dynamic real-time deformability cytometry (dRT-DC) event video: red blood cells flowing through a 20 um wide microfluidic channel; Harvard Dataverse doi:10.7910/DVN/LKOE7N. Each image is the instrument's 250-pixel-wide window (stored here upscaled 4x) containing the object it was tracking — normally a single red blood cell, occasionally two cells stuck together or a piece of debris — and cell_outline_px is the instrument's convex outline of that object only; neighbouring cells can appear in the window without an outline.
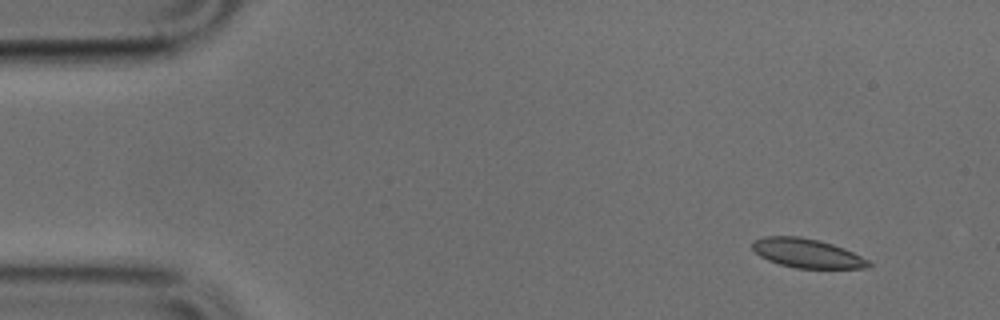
{"species": "common noctule bat (a hibernating species)", "species_latin": "Nyctalus noctula", "temperature_condition": "cold", "stored_images_in_passage": 47, "camera_frame_rate_fps": 3000, "um_per_image_px": 0.085, "animal": {"sex": "male", "body_mass_g": 17.9, "forearm_length_mm": 54.2}, "frame": {"image": 1, "passage_image": 1, "time_ms": 0.0, "image_size_px": [1000, 320], "cell_outline_px": [[872, 264], [868, 268], [796, 268], [780, 264], [768, 260], [760, 256], [752, 248], [752, 240], [764, 236], [800, 236], [820, 240], [844, 248], [868, 260]], "centroid_in_image_um": [68.57, 21.51], "position_along_channel_um": 16.4, "area_um2": 19.71}}
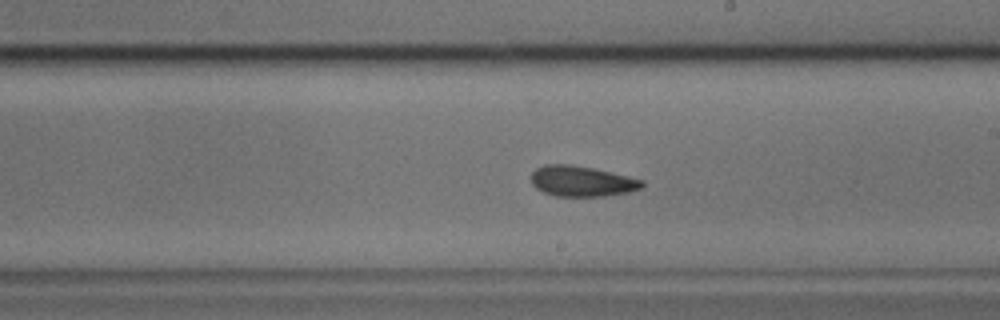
{"frame": {"image": 2, "passage_image": 25, "time_ms": 8.0, "image_size_px": [1000, 320], "cell_outline_px": [[644, 184], [640, 188], [628, 192], [604, 196], [556, 196], [544, 192], [536, 188], [532, 184], [532, 172], [536, 168], [544, 164], [568, 164], [592, 168], [628, 176], [644, 180]], "centroid_in_image_um": [49.44, 15.4], "position_along_channel_um": 239.6, "area_um2": 19.59}}
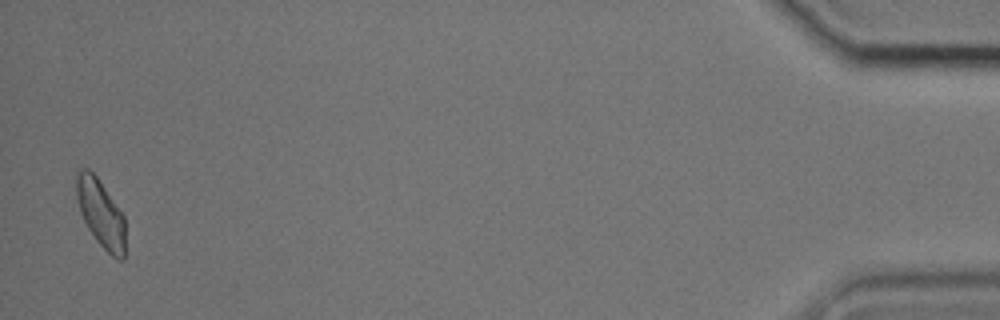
{"frame": {"image": 3, "passage_image": 46, "time_ms": 15.0, "image_size_px": [1000, 320], "cell_outline_px": [[124, 260], [116, 260], [96, 240], [88, 228], [80, 212], [76, 196], [76, 176], [80, 168], [88, 168], [96, 176], [124, 216]], "centroid_in_image_um": [8.55, 18.14], "position_along_channel_um": 426.7, "area_um2": 19.02}}